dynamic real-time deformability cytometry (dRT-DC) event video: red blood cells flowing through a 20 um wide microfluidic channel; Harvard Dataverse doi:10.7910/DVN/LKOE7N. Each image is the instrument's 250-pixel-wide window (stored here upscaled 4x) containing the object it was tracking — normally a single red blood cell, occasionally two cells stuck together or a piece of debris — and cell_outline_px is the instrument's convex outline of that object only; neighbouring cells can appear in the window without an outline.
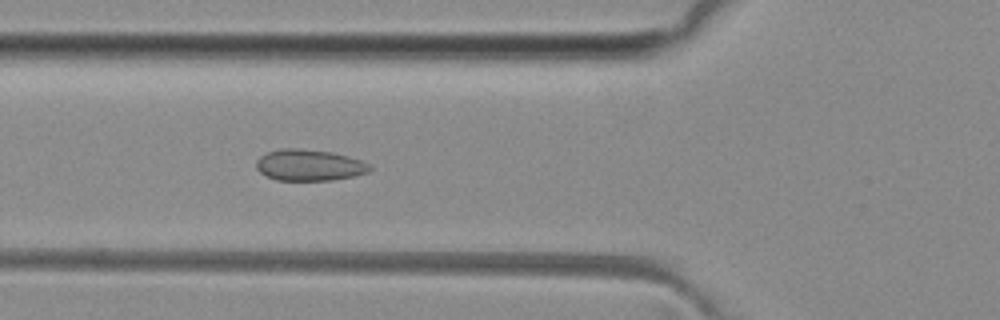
{"species": "common noctule bat (a hibernating species)", "species_latin": "Nyctalus noctula", "temperature_condition": "room temperature", "stored_images_in_passage": 38, "camera_frame_rate_fps": 3000, "um_per_image_px": 0.085, "animal": {"sex": "female", "body_mass_g": 29.2, "forearm_length_mm": 56.3}, "frame": {"image": 1, "passage_image": 10, "time_ms": 3.0, "image_size_px": [1000, 320], "cell_outline_px": [[372, 168], [368, 172], [356, 176], [332, 180], [276, 180], [260, 172], [256, 168], [256, 160], [260, 156], [268, 152], [280, 148], [300, 148], [332, 152], [348, 156], [360, 160], [368, 164]], "centroid_in_image_um": [26.28, 14.03], "position_along_channel_um": 99.5, "area_um2": 20.75}}
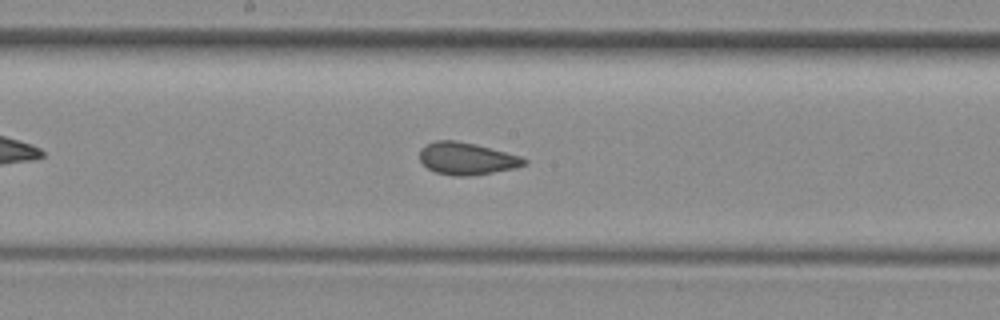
{"frame": {"image": 2, "passage_image": 18, "time_ms": 5.667, "image_size_px": [1000, 320], "cell_outline_px": [[528, 164], [516, 168], [468, 176], [456, 176], [436, 172], [428, 168], [420, 160], [420, 148], [436, 140], [456, 140], [476, 144], [520, 156], [528, 160]], "centroid_in_image_um": [39.69, 13.47], "position_along_channel_um": 208.5, "area_um2": 19.54}}
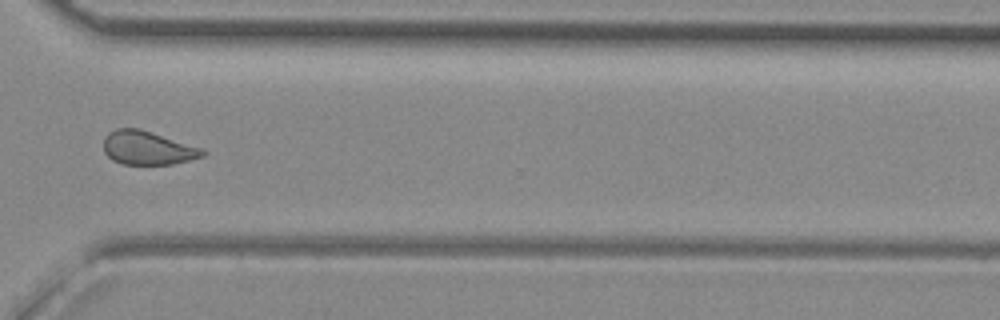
{"frame": {"image": 3, "passage_image": 29, "time_ms": 9.333, "image_size_px": [1000, 320], "cell_outline_px": [[208, 152], [204, 156], [172, 164], [124, 164], [112, 160], [104, 152], [104, 136], [108, 132], [116, 128], [140, 128], [204, 148]], "centroid_in_image_um": [12.56, 12.56], "position_along_channel_um": 358.0, "area_um2": 19.65}}